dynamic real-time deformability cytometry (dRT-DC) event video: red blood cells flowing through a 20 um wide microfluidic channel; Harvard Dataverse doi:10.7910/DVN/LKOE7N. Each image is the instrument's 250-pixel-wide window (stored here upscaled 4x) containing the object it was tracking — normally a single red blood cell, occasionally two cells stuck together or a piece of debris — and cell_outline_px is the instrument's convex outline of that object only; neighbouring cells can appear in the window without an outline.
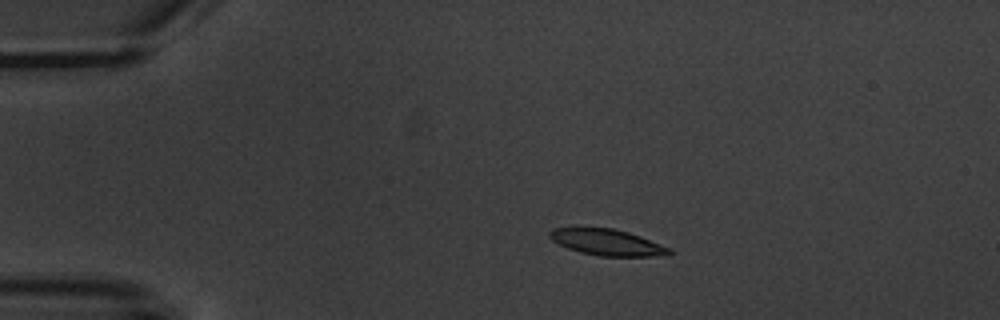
{"species": "common noctule bat (a hibernating species)", "species_latin": "Nyctalus noctula", "temperature_condition": "warm", "stored_images_in_passage": 4, "camera_frame_rate_fps": 3000, "um_per_image_px": 0.085, "animal": {"sex": "male", "body_mass_g": 20.1, "forearm_length_mm": 53.5}, "frame": {"image": 1, "passage_image": 3, "time_ms": 3.0, "image_size_px": [1000, 320], "cell_outline_px": [[672, 252], [668, 256], [600, 256], [580, 252], [568, 248], [552, 240], [548, 236], [548, 232], [552, 228], [612, 228], [628, 232], [640, 236], [672, 248]], "centroid_in_image_um": [51.64, 20.6], "position_along_channel_um": 33.4, "area_um2": 18.26}}